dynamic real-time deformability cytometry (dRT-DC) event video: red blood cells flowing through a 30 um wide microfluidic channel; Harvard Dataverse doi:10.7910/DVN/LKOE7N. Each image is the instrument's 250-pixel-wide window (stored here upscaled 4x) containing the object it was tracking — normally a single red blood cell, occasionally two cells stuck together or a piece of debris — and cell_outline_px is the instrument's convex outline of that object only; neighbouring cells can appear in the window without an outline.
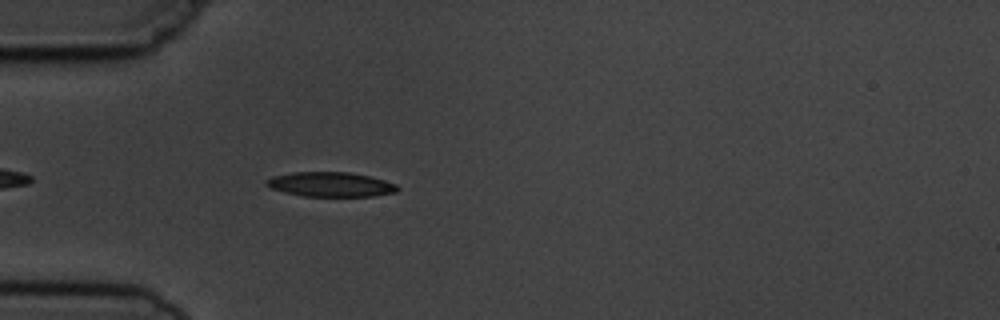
{"species": "common noctule bat (a hibernating species)", "species_latin": "Nyctalus noctula", "temperature_condition": "cold", "stored_images_in_passage": 5, "camera_frame_rate_fps": 3000, "um_per_image_px": 0.085, "animal": {"sex": "male", "body_mass_g": 19.5, "forearm_length_mm": 54.6}, "frame": {"image": 1, "passage_image": 5, "time_ms": 4.667, "image_size_px": [1000, 320], "cell_outline_px": [[400, 188], [396, 192], [372, 196], [304, 196], [284, 192], [272, 188], [264, 184], [264, 180], [272, 176], [292, 172], [348, 172], [368, 176], [384, 180], [396, 184]], "centroid_in_image_um": [28.07, 15.67], "position_along_channel_um": 56.9, "area_um2": 18.79}}